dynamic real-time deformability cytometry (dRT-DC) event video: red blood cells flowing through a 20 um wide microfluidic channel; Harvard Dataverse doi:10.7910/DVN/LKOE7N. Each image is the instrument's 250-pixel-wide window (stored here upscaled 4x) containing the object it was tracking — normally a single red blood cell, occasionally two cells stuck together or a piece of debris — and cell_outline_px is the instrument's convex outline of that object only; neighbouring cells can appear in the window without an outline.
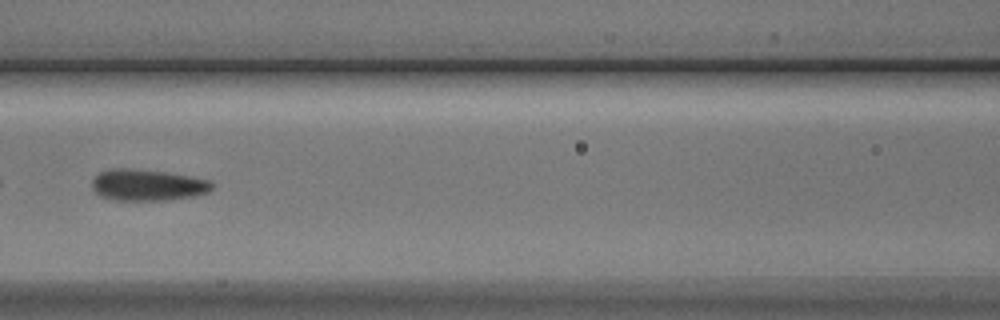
{"species": "Egyptian fruit bat (a non-hibernating species)", "species_latin": "Rousettus aegyptiacus", "temperature_condition": "cold", "stored_images_in_passage": 6, "camera_frame_rate_fps": 3000, "um_per_image_px": 0.085, "animal": {"sex": "male"}, "frame": {"image": 1, "passage_image": 6, "time_ms": 5.667, "image_size_px": [1000, 320], "cell_outline_px": [[212, 188], [208, 192], [192, 196], [164, 200], [116, 200], [100, 196], [92, 188], [92, 180], [100, 172], [108, 168], [132, 168], [164, 172], [192, 176], [208, 180], [212, 184]], "centroid_in_image_um": [12.5, 15.71], "position_along_channel_um": 154.1, "area_um2": 21.85}}